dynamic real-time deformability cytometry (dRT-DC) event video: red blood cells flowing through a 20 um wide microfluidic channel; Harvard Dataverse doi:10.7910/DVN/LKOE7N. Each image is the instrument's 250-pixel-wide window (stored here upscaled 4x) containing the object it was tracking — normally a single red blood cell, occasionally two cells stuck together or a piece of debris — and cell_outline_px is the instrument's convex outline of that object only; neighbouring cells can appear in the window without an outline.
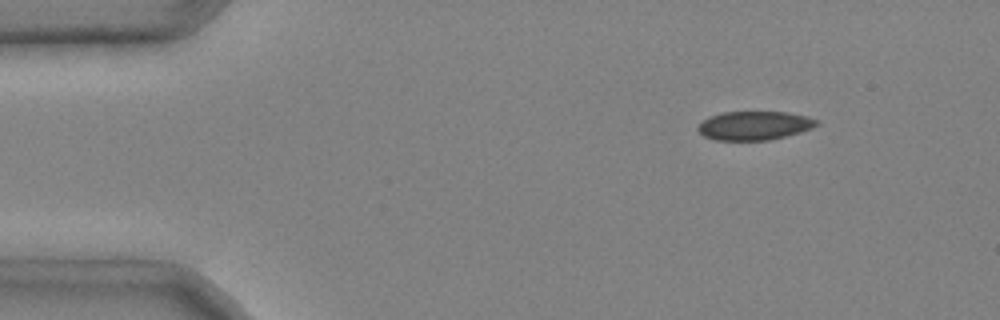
{"species": "common noctule bat (a hibernating species)", "species_latin": "Nyctalus noctula", "temperature_condition": "cold", "stored_images_in_passage": 2, "segment_of_instrument_passage": [2, 2], "camera_frame_rate_fps": 3000, "um_per_image_px": 0.085, "animal": {"sex": "male", "body_mass_g": 20.4}, "frame": {"image": 1, "passage_image": 2, "time_ms": 0.333, "image_size_px": [1000, 320], "cell_outline_px": [[820, 124], [812, 128], [800, 132], [768, 140], [716, 140], [704, 136], [696, 128], [708, 116], [724, 112], [788, 112], [808, 116], [820, 120]], "centroid_in_image_um": [64.16, 10.66], "position_along_channel_um": 20.8, "area_um2": 19.94}}